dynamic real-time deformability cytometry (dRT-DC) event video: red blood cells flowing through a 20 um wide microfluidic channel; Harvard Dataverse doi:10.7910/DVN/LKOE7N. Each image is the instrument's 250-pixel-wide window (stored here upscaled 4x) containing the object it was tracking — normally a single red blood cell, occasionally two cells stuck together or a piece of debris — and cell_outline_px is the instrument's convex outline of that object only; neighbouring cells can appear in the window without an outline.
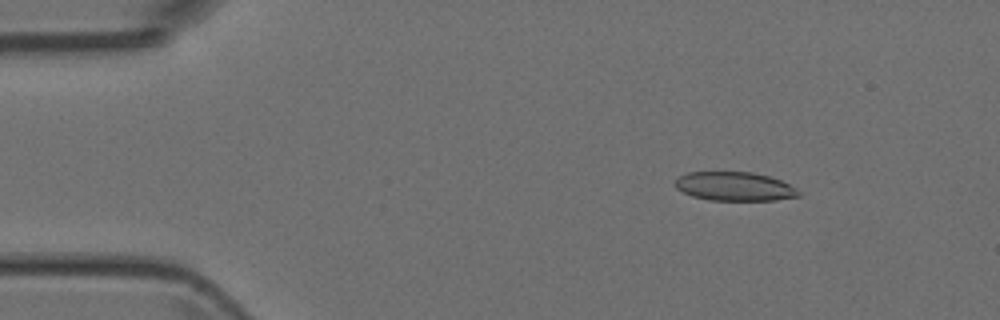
{"species": "Egyptian fruit bat (a non-hibernating species)", "species_latin": "Rousettus aegyptiacus", "temperature_condition": "room temperature", "stored_images_in_passage": 33, "camera_frame_rate_fps": 3000, "um_per_image_px": 0.085, "animal": {"sex": "female"}, "frame": {"image": 1, "passage_image": 4, "time_ms": 1.0, "image_size_px": [1000, 320], "cell_outline_px": [[800, 196], [776, 200], [708, 200], [692, 196], [676, 188], [676, 180], [680, 176], [688, 172], [752, 172], [768, 176], [780, 180], [796, 188], [800, 192]], "centroid_in_image_um": [62.45, 15.85], "position_along_channel_um": 22.5, "area_um2": 20.63}}
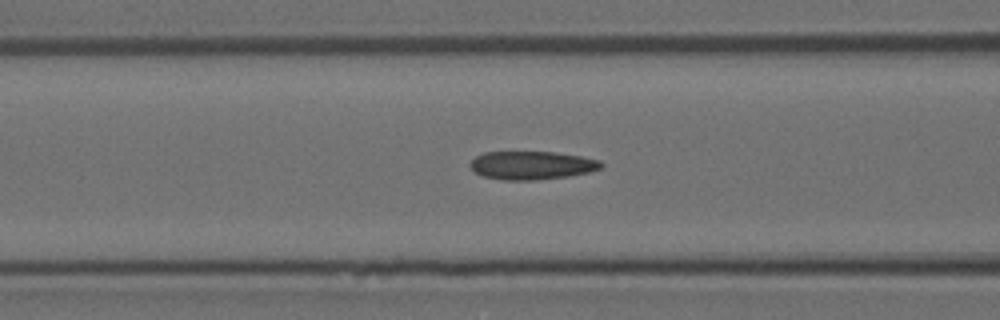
{"frame": {"image": 2, "passage_image": 17, "time_ms": 5.333, "image_size_px": [1000, 320], "cell_outline_px": [[604, 164], [600, 168], [588, 172], [568, 176], [536, 180], [504, 180], [484, 176], [476, 172], [468, 164], [476, 156], [484, 152], [556, 152], [580, 156], [600, 160]], "centroid_in_image_um": [45.2, 14.05], "position_along_channel_um": 121.4, "area_um2": 21.5}}
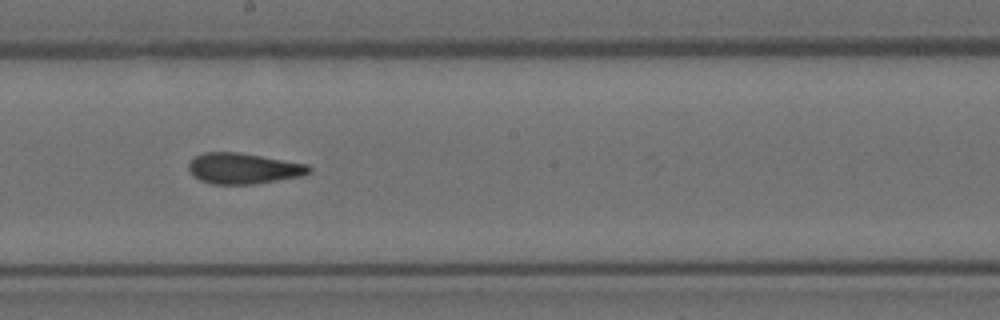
{"frame": {"image": 3, "passage_image": 25, "time_ms": 8.0, "image_size_px": [1000, 320], "cell_outline_px": [[312, 172], [304, 176], [256, 184], [212, 184], [200, 180], [192, 176], [188, 168], [188, 164], [196, 156], [204, 152], [236, 152], [308, 164], [312, 168]], "centroid_in_image_um": [20.72, 14.33], "position_along_channel_um": 227.5, "area_um2": 21.73}}